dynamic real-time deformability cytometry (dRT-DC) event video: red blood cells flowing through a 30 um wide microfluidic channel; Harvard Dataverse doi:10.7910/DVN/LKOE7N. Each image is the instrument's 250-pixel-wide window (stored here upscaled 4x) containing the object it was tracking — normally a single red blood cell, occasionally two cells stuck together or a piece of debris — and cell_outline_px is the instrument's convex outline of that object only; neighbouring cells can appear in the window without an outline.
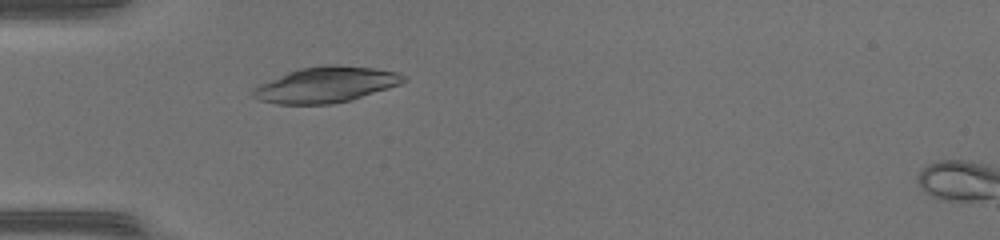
{"species": "common noctule bat (a hibernating species)", "species_latin": "Nyctalus noctula", "temperature_condition": "warm", "stored_images_in_passage": 44, "camera_frame_rate_fps": 3000, "um_per_image_px": 0.085, "animal": {"sex": "female", "body_mass_g": 17.0, "forearm_length_mm": 48.0}, "frame": {"image": 1, "passage_image": 12, "time_ms": 3.667, "image_size_px": [1000, 240], "cell_outline_px": [[408, 80], [400, 84], [352, 100], [332, 104], [276, 104], [260, 100], [252, 96], [252, 92], [260, 84], [288, 72], [300, 68], [328, 64], [336, 64], [372, 68], [396, 72], [404, 76]], "centroid_in_image_um": [27.72, 7.2], "position_along_channel_um": 57.3, "area_um2": 31.1}}
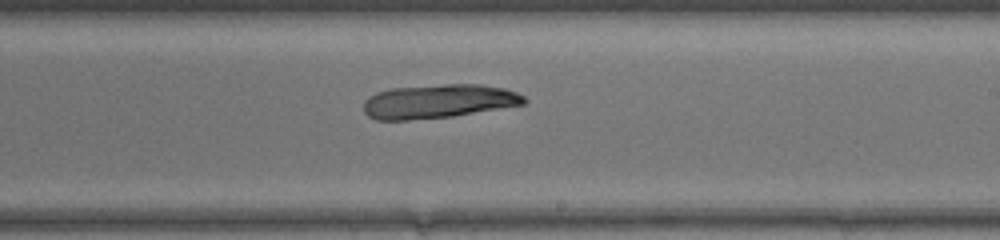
{"frame": {"image": 2, "passage_image": 26, "time_ms": 8.333, "image_size_px": [1000, 240], "cell_outline_px": [[528, 100], [524, 104], [452, 116], [408, 120], [376, 120], [368, 116], [364, 112], [364, 100], [368, 96], [376, 92], [392, 88], [444, 84], [480, 84], [504, 88], [516, 92], [524, 96]], "centroid_in_image_um": [37.24, 8.61], "position_along_channel_um": 251.8, "area_um2": 31.73}}
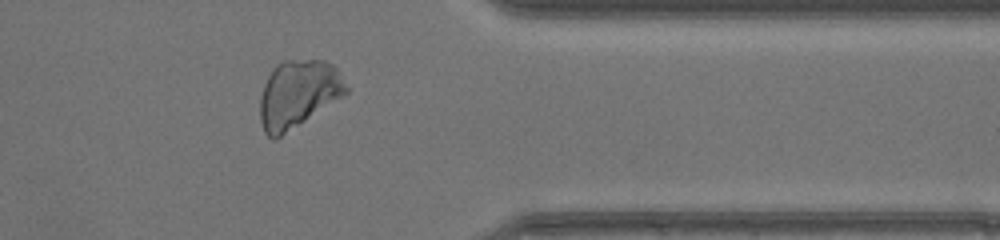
{"frame": {"image": 3, "passage_image": 36, "time_ms": 11.667, "image_size_px": [1000, 240], "cell_outline_px": [[348, 92], [276, 140], [272, 140], [264, 132], [260, 120], [260, 96], [264, 84], [272, 68], [276, 64], [284, 60], [324, 60], [332, 64], [336, 68], [348, 88]], "centroid_in_image_um": [25.3, 7.99], "position_along_channel_um": 386.1, "area_um2": 33.81}}